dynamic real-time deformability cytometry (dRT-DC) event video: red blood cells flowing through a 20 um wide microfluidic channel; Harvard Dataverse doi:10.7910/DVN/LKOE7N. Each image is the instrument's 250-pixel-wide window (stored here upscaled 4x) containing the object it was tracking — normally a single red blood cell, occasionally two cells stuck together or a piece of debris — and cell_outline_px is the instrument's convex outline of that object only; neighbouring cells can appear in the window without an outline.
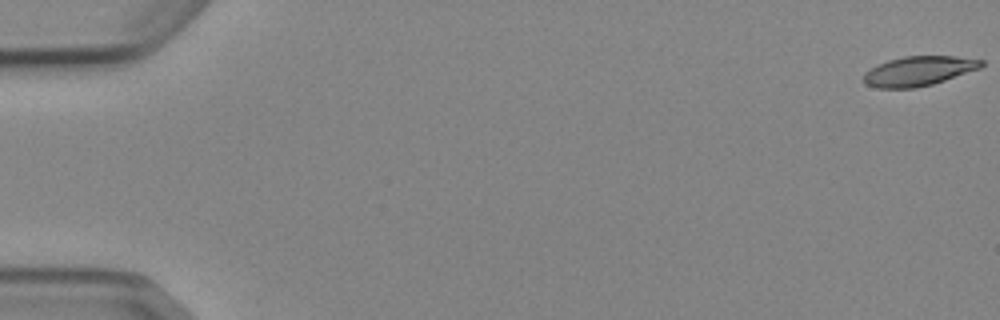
{"species": "Egyptian fruit bat (a non-hibernating species)", "species_latin": "Rousettus aegyptiacus", "temperature_condition": "cold", "stored_images_in_passage": 7, "camera_frame_rate_fps": 3000, "um_per_image_px": 0.085, "animal": {"sex": "female"}, "frame": {"image": 1, "passage_image": 1, "time_ms": 0.0, "image_size_px": [1000, 320], "cell_outline_px": [[984, 64], [980, 68], [932, 84], [916, 88], [876, 88], [864, 84], [864, 72], [888, 60], [904, 56], [956, 56], [984, 60]], "centroid_in_image_um": [78.08, 6.04], "position_along_channel_um": 6.9, "area_um2": 20.17}}
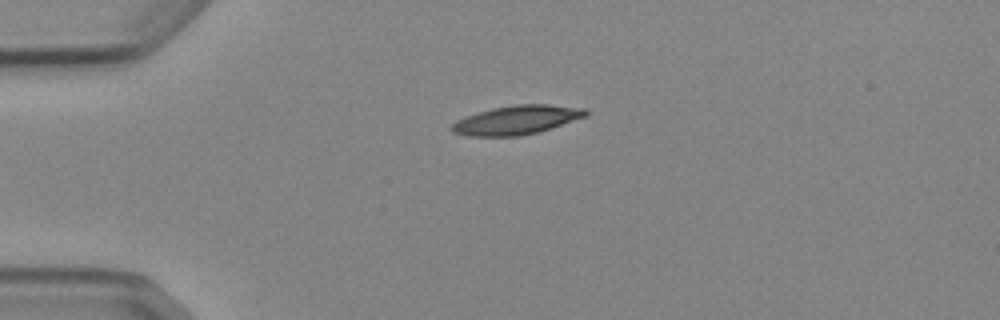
{"frame": {"image": 2, "passage_image": 4, "time_ms": 4.333, "image_size_px": [1000, 320], "cell_outline_px": [[588, 116], [552, 128], [520, 136], [468, 136], [452, 132], [448, 128], [456, 120], [492, 108], [516, 104], [548, 104], [588, 108]], "centroid_in_image_um": [43.95, 10.19], "position_along_channel_um": 41.0, "area_um2": 22.72}}
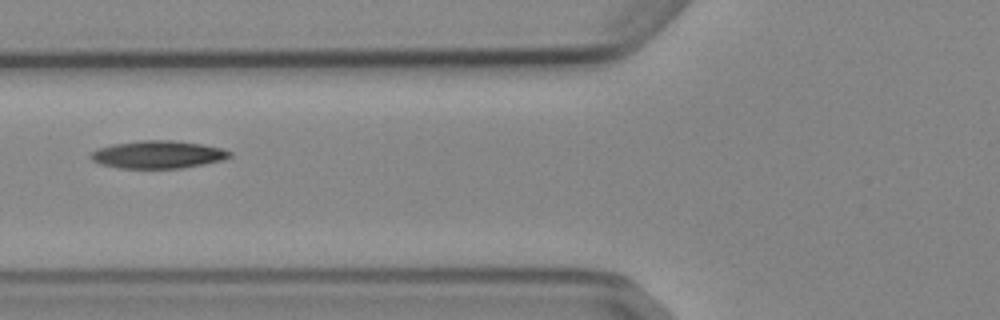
{"frame": {"image": 3, "passage_image": 6, "time_ms": 7.0, "image_size_px": [1000, 320], "cell_outline_px": [[232, 156], [224, 160], [204, 164], [180, 168], [120, 168], [100, 164], [92, 160], [88, 156], [92, 152], [100, 148], [112, 144], [140, 140], [172, 140], [200, 144], [224, 148], [232, 152]], "centroid_in_image_um": [13.45, 13.13], "position_along_channel_um": 112.3, "area_um2": 22.48}}